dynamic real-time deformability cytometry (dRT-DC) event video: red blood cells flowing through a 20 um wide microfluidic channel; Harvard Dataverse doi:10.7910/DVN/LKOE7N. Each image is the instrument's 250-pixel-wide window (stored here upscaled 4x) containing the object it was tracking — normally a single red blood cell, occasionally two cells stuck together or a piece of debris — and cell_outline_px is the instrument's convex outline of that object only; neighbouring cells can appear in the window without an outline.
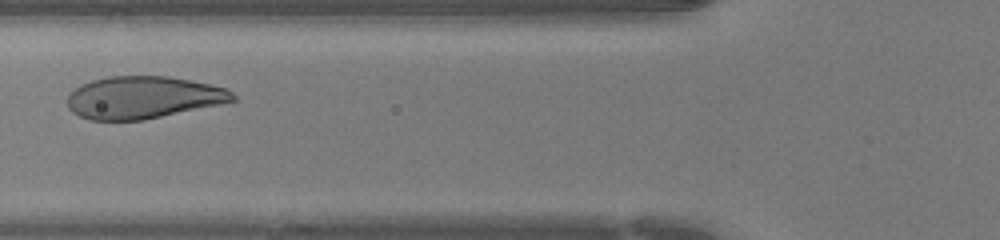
{"species": "human", "species_latin": "Homo sapiens", "temperature_condition": "warm", "stored_images_in_passage": 28, "camera_frame_rate_fps": 3000, "um_per_image_px": 0.085, "donor": {"sex": "female"}, "frame": {"image": 1, "passage_image": 9, "time_ms": 2.667, "image_size_px": [1000, 240], "cell_outline_px": [[236, 100], [220, 104], [144, 120], [88, 120], [72, 112], [68, 108], [68, 92], [80, 84], [92, 80], [108, 76], [168, 76], [212, 84], [224, 88], [232, 92], [236, 96]], "centroid_in_image_um": [12.13, 8.28], "position_along_channel_um": 113.7, "area_um2": 40.92}}
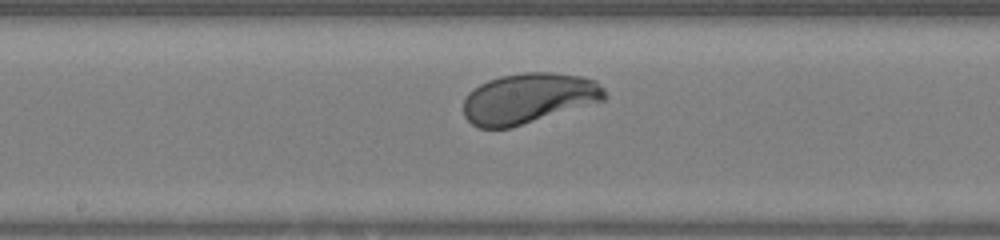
{"frame": {"image": 2, "passage_image": 15, "time_ms": 4.667, "image_size_px": [1000, 240], "cell_outline_px": [[608, 96], [604, 100], [512, 128], [480, 128], [472, 124], [464, 116], [464, 96], [472, 88], [488, 80], [500, 76], [524, 72], [552, 72], [580, 76], [596, 80], [604, 88]], "centroid_in_image_um": [44.92, 8.35], "position_along_channel_um": 203.3, "area_um2": 41.73}}
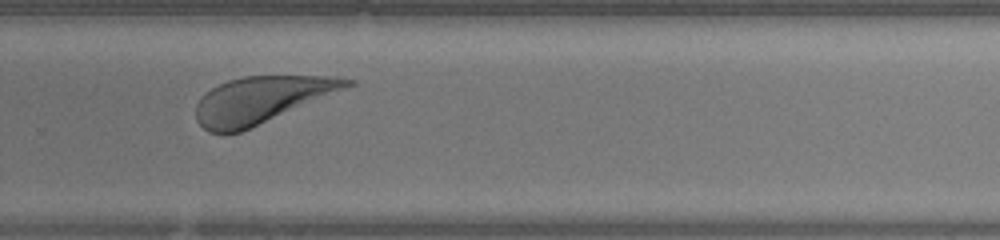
{"frame": {"image": 3, "passage_image": 22, "time_ms": 7.0, "image_size_px": [1000, 240], "cell_outline_px": [[356, 84], [240, 132], [224, 136], [208, 132], [196, 120], [196, 104], [212, 88], [228, 80], [244, 76], [336, 76], [356, 80]], "centroid_in_image_um": [22.2, 8.5], "position_along_channel_um": 307.6, "area_um2": 40.81}}